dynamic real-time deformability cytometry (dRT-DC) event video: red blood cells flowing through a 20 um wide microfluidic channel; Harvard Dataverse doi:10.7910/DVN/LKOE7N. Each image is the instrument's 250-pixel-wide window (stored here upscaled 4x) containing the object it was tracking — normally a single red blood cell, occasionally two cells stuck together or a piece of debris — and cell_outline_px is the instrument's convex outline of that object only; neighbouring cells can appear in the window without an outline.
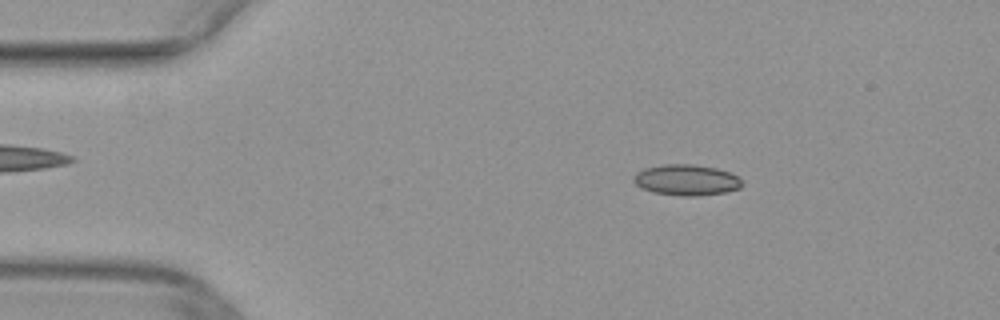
{"species": "common noctule bat (a hibernating species)", "species_latin": "Nyctalus noctula", "temperature_condition": "warm", "stored_images_in_passage": 47, "camera_frame_rate_fps": 3000, "um_per_image_px": 0.085, "animal": {"sex": "female", "body_mass_g": 29.2, "forearm_length_mm": 56.3}, "frame": {"image": 1, "passage_image": 6, "time_ms": 1.667, "image_size_px": [1000, 320], "cell_outline_px": [[744, 184], [740, 188], [724, 192], [696, 196], [680, 196], [652, 192], [636, 184], [632, 180], [632, 176], [636, 172], [644, 168], [664, 164], [692, 164], [716, 168], [740, 176]], "centroid_in_image_um": [58.35, 15.29], "position_along_channel_um": 26.6, "area_um2": 19.65}}
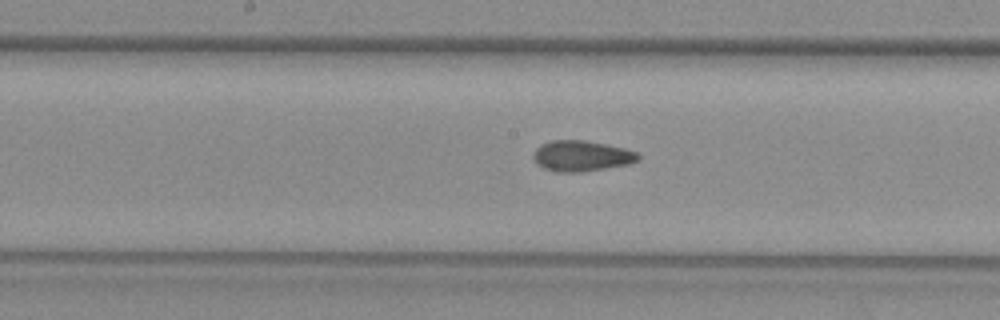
{"frame": {"image": 2, "passage_image": 23, "time_ms": 7.333, "image_size_px": [1000, 320], "cell_outline_px": [[640, 160], [628, 164], [580, 172], [556, 172], [544, 168], [536, 164], [532, 156], [536, 148], [540, 144], [552, 140], [584, 140], [624, 148], [636, 152], [640, 156]], "centroid_in_image_um": [49.39, 13.25], "position_along_channel_um": 198.8, "area_um2": 18.73}}
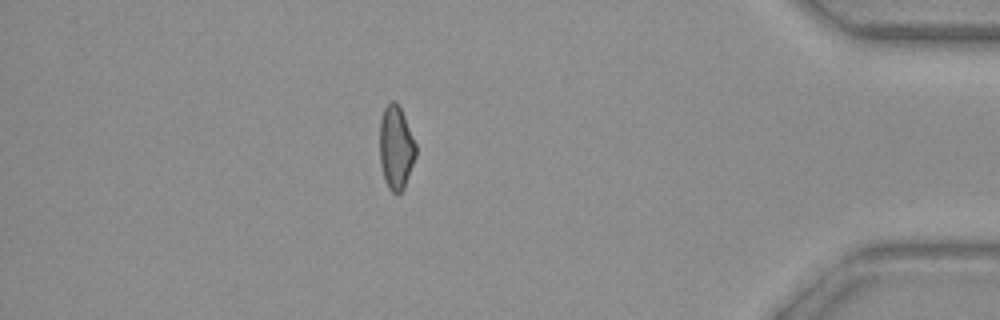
{"frame": {"image": 3, "passage_image": 41, "time_ms": 13.333, "image_size_px": [1000, 320], "cell_outline_px": [[416, 156], [404, 188], [400, 192], [392, 192], [388, 188], [384, 180], [380, 164], [380, 120], [384, 108], [392, 100], [400, 108], [404, 116], [416, 144]], "centroid_in_image_um": [33.65, 12.57], "position_along_channel_um": 401.5, "area_um2": 17.46}}